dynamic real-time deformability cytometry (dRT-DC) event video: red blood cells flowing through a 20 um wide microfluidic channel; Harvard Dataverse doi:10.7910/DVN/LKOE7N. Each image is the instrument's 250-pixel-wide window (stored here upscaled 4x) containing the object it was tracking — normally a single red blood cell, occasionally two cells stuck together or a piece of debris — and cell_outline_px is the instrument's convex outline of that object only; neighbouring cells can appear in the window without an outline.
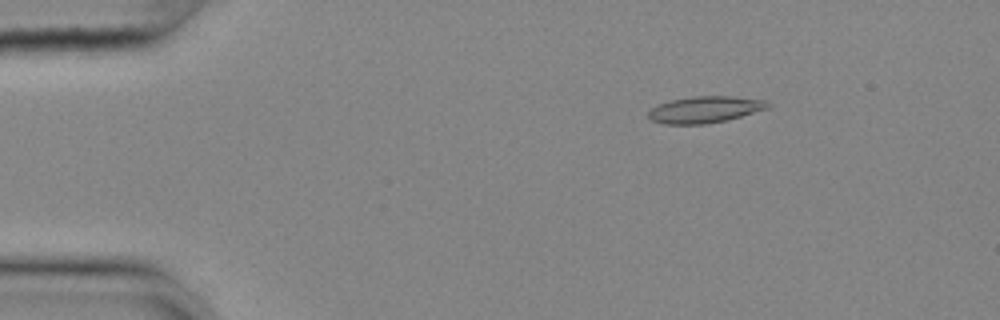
{"species": "common noctule bat (a hibernating species)", "species_latin": "Nyctalus noctula", "temperature_condition": "cold", "stored_images_in_passage": 56, "camera_frame_rate_fps": 3000, "um_per_image_px": 0.085, "animal": {"sex": "female", "body_mass_g": 25.1}, "frame": {"image": 1, "passage_image": 9, "time_ms": 2.667, "image_size_px": [1000, 320], "cell_outline_px": [[772, 104], [768, 108], [740, 116], [724, 120], [704, 124], [664, 124], [652, 120], [648, 116], [648, 112], [652, 108], [660, 104], [672, 100], [692, 96], [732, 96], [764, 100]], "centroid_in_image_um": [59.92, 9.3], "position_along_channel_um": 25.1, "area_um2": 18.21}}
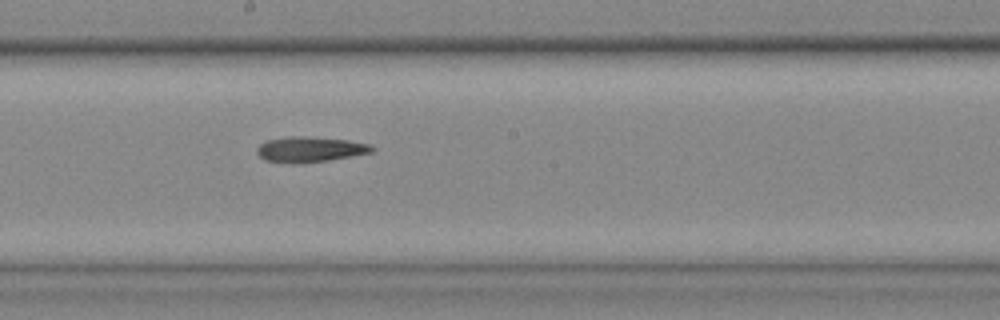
{"frame": {"image": 2, "passage_image": 31, "time_ms": 10.0, "image_size_px": [1000, 320], "cell_outline_px": [[376, 148], [372, 152], [328, 160], [292, 164], [264, 160], [256, 152], [256, 148], [260, 144], [268, 140], [288, 136], [304, 136], [348, 140], [368, 144]], "centroid_in_image_um": [26.31, 12.7], "position_along_channel_um": 221.9, "area_um2": 16.94}}
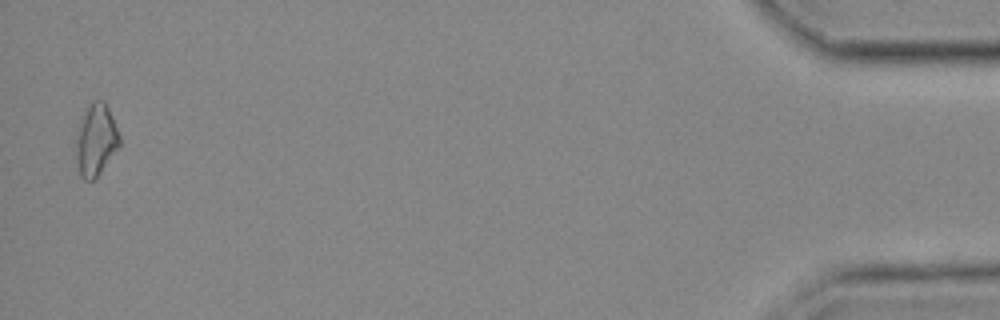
{"frame": {"image": 3, "passage_image": 55, "time_ms": 18.0, "image_size_px": [1000, 320], "cell_outline_px": [[120, 144], [100, 172], [92, 180], [84, 180], [80, 176], [76, 160], [76, 136], [80, 124], [88, 104], [92, 100], [104, 100], [108, 108], [120, 136]], "centroid_in_image_um": [8.14, 11.88], "position_along_channel_um": 427.1, "area_um2": 17.86}}